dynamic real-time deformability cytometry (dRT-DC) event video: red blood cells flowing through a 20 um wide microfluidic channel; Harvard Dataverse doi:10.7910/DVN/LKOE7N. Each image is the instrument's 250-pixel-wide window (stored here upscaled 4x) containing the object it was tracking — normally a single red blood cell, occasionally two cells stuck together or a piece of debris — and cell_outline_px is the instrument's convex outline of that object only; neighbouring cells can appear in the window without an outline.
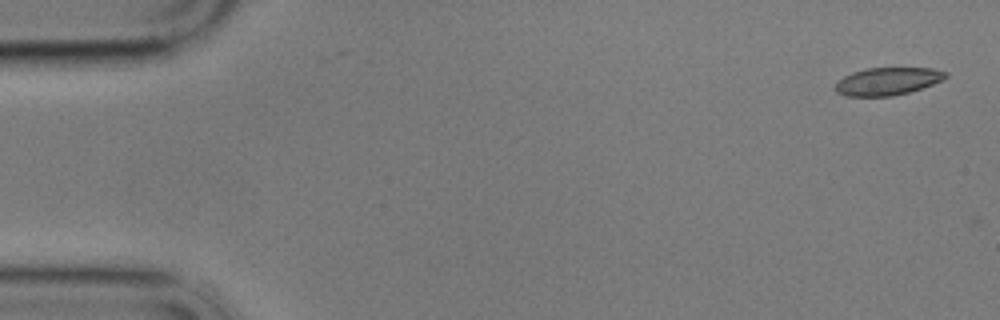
{"species": "common noctule bat (a hibernating species)", "species_latin": "Nyctalus noctula", "temperature_condition": "cold", "stored_images_in_passage": 3, "camera_frame_rate_fps": 3000, "um_per_image_px": 0.085, "animal": {"sex": "male", "body_mass_g": 17.9}, "frame": {"image": 1, "passage_image": 1, "time_ms": 0.0, "image_size_px": [1000, 320], "cell_outline_px": [[948, 76], [944, 80], [908, 92], [892, 96], [848, 96], [836, 92], [836, 84], [844, 76], [852, 72], [868, 68], [932, 68], [948, 72]], "centroid_in_image_um": [75.48, 6.9], "position_along_channel_um": 9.5, "area_um2": 17.63}}